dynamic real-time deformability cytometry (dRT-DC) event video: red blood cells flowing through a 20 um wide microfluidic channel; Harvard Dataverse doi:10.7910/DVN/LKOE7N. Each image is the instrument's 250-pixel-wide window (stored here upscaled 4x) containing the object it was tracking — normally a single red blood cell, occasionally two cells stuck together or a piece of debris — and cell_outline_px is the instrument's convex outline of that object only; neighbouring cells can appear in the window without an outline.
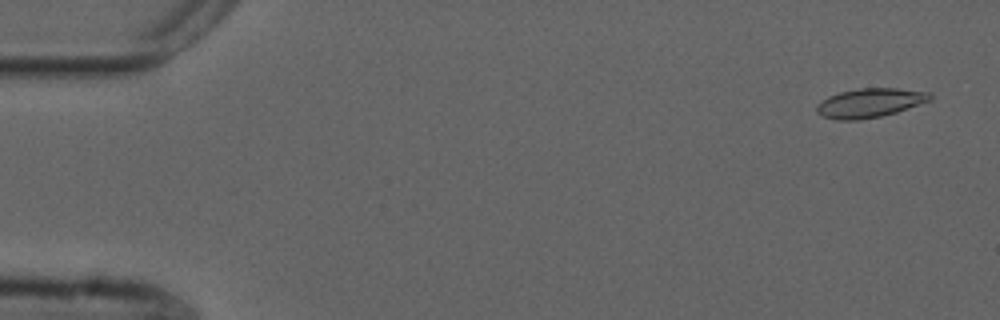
{"species": "common noctule bat (a hibernating species)", "species_latin": "Nyctalus noctula", "temperature_condition": "cold", "stored_images_in_passage": 20, "camera_frame_rate_fps": 3000, "um_per_image_px": 0.085, "animal": {"sex": "male", "forearm_length_mm": 52.5}, "frame": {"image": 1, "passage_image": 3, "time_ms": 0.667, "image_size_px": [1000, 320], "cell_outline_px": [[932, 100], [896, 112], [880, 116], [860, 120], [836, 120], [820, 116], [816, 112], [816, 104], [828, 96], [840, 92], [860, 88], [896, 88], [932, 92]], "centroid_in_image_um": [73.92, 8.75], "position_along_channel_um": 11.1, "area_um2": 19.42}}
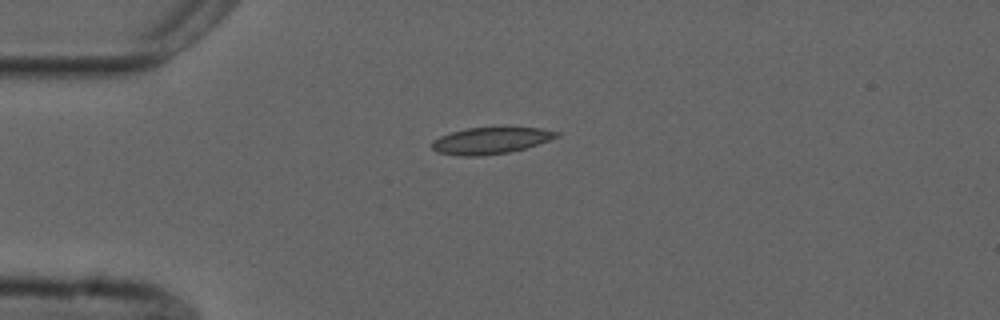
{"frame": {"image": 2, "passage_image": 14, "time_ms": 4.333, "image_size_px": [1000, 320], "cell_outline_px": [[560, 136], [524, 148], [508, 152], [480, 156], [460, 156], [440, 152], [432, 148], [432, 140], [440, 136], [452, 132], [468, 128], [540, 128], [560, 132]], "centroid_in_image_um": [41.69, 11.95], "position_along_channel_um": 43.3, "area_um2": 18.9}}